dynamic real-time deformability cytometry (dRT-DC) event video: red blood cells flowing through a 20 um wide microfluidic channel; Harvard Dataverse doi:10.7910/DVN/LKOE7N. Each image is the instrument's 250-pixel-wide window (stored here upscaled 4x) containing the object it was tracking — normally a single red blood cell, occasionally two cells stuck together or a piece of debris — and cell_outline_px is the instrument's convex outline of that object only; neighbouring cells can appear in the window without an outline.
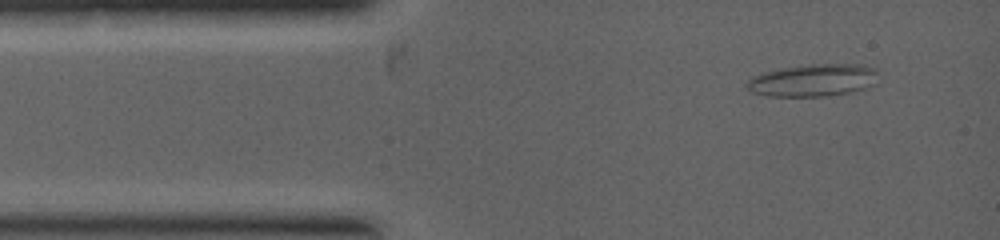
{"species": "common noctule bat (a hibernating species)", "species_latin": "Nyctalus noctula", "temperature_condition": "warm", "stored_images_in_passage": 27, "camera_frame_rate_fps": 5000, "um_per_image_px": 0.085, "animal": {"sex": "female", "body_mass_g": 19.0, "forearm_length_mm": 53.3}, "frame": {"image": 1, "passage_image": 2, "time_ms": 0.4, "image_size_px": [1000, 240], "cell_outline_px": [[876, 84], [864, 88], [848, 92], [828, 96], [768, 96], [752, 92], [744, 88], [744, 84], [752, 76], [764, 72], [780, 68], [820, 64], [864, 64], [876, 68]], "centroid_in_image_um": [69.09, 6.82], "position_along_channel_um": 15.9, "area_um2": 24.85}}
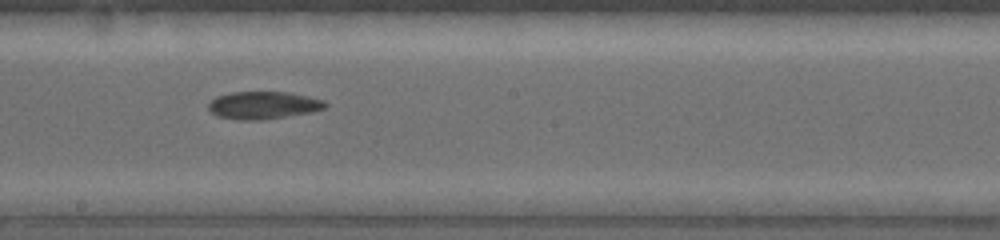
{"frame": {"image": 2, "passage_image": 13, "time_ms": 4.2, "image_size_px": [1000, 240], "cell_outline_px": [[328, 104], [324, 108], [312, 112], [260, 120], [240, 120], [216, 116], [208, 108], [208, 104], [216, 96], [232, 92], [284, 92], [324, 100]], "centroid_in_image_um": [22.35, 8.95], "position_along_channel_um": 225.9, "area_um2": 18.55}}
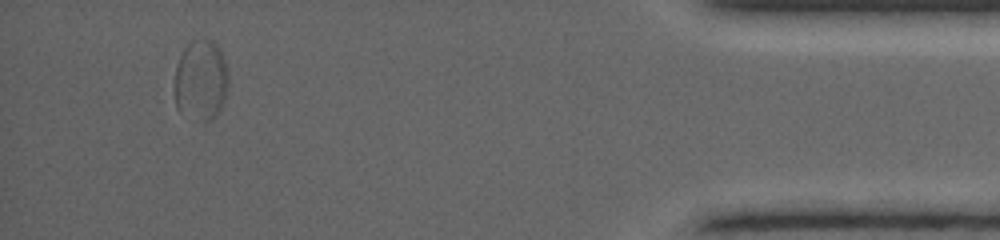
{"frame": {"image": 3, "passage_image": 24, "time_ms": 8.0, "image_size_px": [1000, 240], "cell_outline_px": [[228, 88], [224, 100], [216, 116], [212, 120], [196, 120], [204, 44], [208, 40], [212, 40], [220, 48], [228, 72]], "centroid_in_image_um": [18.02, 7.0], "position_along_channel_um": 417.2, "area_um2": 13.12}}